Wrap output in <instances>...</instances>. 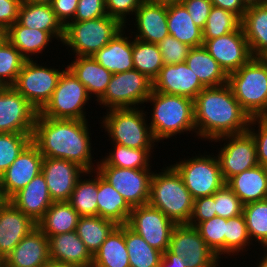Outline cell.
Returning <instances> with one entry per match:
<instances>
[{"label":"cell","instance_id":"18","mask_svg":"<svg viewBox=\"0 0 267 267\" xmlns=\"http://www.w3.org/2000/svg\"><path fill=\"white\" fill-rule=\"evenodd\" d=\"M43 156L31 141L0 176V198L9 200L41 173Z\"/></svg>","mask_w":267,"mask_h":267},{"label":"cell","instance_id":"58","mask_svg":"<svg viewBox=\"0 0 267 267\" xmlns=\"http://www.w3.org/2000/svg\"><path fill=\"white\" fill-rule=\"evenodd\" d=\"M160 267H187L183 257L172 254L168 249L163 253Z\"/></svg>","mask_w":267,"mask_h":267},{"label":"cell","instance_id":"39","mask_svg":"<svg viewBox=\"0 0 267 267\" xmlns=\"http://www.w3.org/2000/svg\"><path fill=\"white\" fill-rule=\"evenodd\" d=\"M116 226L113 221L100 216H84L79 218L76 232L93 256Z\"/></svg>","mask_w":267,"mask_h":267},{"label":"cell","instance_id":"62","mask_svg":"<svg viewBox=\"0 0 267 267\" xmlns=\"http://www.w3.org/2000/svg\"><path fill=\"white\" fill-rule=\"evenodd\" d=\"M149 3H154V4H162V5H171L174 3H179L180 0H144Z\"/></svg>","mask_w":267,"mask_h":267},{"label":"cell","instance_id":"59","mask_svg":"<svg viewBox=\"0 0 267 267\" xmlns=\"http://www.w3.org/2000/svg\"><path fill=\"white\" fill-rule=\"evenodd\" d=\"M262 251L264 254L262 253V255H259L261 257L258 258L260 260L257 259V262H255L256 267H267V249H262Z\"/></svg>","mask_w":267,"mask_h":267},{"label":"cell","instance_id":"57","mask_svg":"<svg viewBox=\"0 0 267 267\" xmlns=\"http://www.w3.org/2000/svg\"><path fill=\"white\" fill-rule=\"evenodd\" d=\"M211 2L213 6L233 12L240 19L243 18L247 10L241 0H211Z\"/></svg>","mask_w":267,"mask_h":267},{"label":"cell","instance_id":"15","mask_svg":"<svg viewBox=\"0 0 267 267\" xmlns=\"http://www.w3.org/2000/svg\"><path fill=\"white\" fill-rule=\"evenodd\" d=\"M96 170L131 207L148 204L153 170L112 166H97Z\"/></svg>","mask_w":267,"mask_h":267},{"label":"cell","instance_id":"22","mask_svg":"<svg viewBox=\"0 0 267 267\" xmlns=\"http://www.w3.org/2000/svg\"><path fill=\"white\" fill-rule=\"evenodd\" d=\"M134 28L131 32L135 39L144 42L158 44L168 35L167 28V5L149 3L143 1L132 18Z\"/></svg>","mask_w":267,"mask_h":267},{"label":"cell","instance_id":"53","mask_svg":"<svg viewBox=\"0 0 267 267\" xmlns=\"http://www.w3.org/2000/svg\"><path fill=\"white\" fill-rule=\"evenodd\" d=\"M248 132L255 140L259 165L267 168V128L263 126L256 118H251Z\"/></svg>","mask_w":267,"mask_h":267},{"label":"cell","instance_id":"14","mask_svg":"<svg viewBox=\"0 0 267 267\" xmlns=\"http://www.w3.org/2000/svg\"><path fill=\"white\" fill-rule=\"evenodd\" d=\"M168 250L183 257L187 267H220L219 264H222L199 231L188 224L176 225L173 228Z\"/></svg>","mask_w":267,"mask_h":267},{"label":"cell","instance_id":"8","mask_svg":"<svg viewBox=\"0 0 267 267\" xmlns=\"http://www.w3.org/2000/svg\"><path fill=\"white\" fill-rule=\"evenodd\" d=\"M91 99L86 87L66 66L50 100L39 114L52 119L89 120L86 105Z\"/></svg>","mask_w":267,"mask_h":267},{"label":"cell","instance_id":"60","mask_svg":"<svg viewBox=\"0 0 267 267\" xmlns=\"http://www.w3.org/2000/svg\"><path fill=\"white\" fill-rule=\"evenodd\" d=\"M246 8L267 3V0H241Z\"/></svg>","mask_w":267,"mask_h":267},{"label":"cell","instance_id":"38","mask_svg":"<svg viewBox=\"0 0 267 267\" xmlns=\"http://www.w3.org/2000/svg\"><path fill=\"white\" fill-rule=\"evenodd\" d=\"M87 176H89V178H87ZM97 194L98 172L97 170L86 171L78 179L68 202L77 211L80 217L98 216Z\"/></svg>","mask_w":267,"mask_h":267},{"label":"cell","instance_id":"13","mask_svg":"<svg viewBox=\"0 0 267 267\" xmlns=\"http://www.w3.org/2000/svg\"><path fill=\"white\" fill-rule=\"evenodd\" d=\"M126 225L162 253L169 248L171 233L176 226L163 212L149 204L132 207Z\"/></svg>","mask_w":267,"mask_h":267},{"label":"cell","instance_id":"49","mask_svg":"<svg viewBox=\"0 0 267 267\" xmlns=\"http://www.w3.org/2000/svg\"><path fill=\"white\" fill-rule=\"evenodd\" d=\"M157 45L162 54L164 65H174L185 62L189 50L191 49V47H189L187 44L178 41L171 35H168L163 41H160Z\"/></svg>","mask_w":267,"mask_h":267},{"label":"cell","instance_id":"26","mask_svg":"<svg viewBox=\"0 0 267 267\" xmlns=\"http://www.w3.org/2000/svg\"><path fill=\"white\" fill-rule=\"evenodd\" d=\"M127 28L128 26L123 28L107 45L92 56L112 74L134 69L133 34L127 33L126 36Z\"/></svg>","mask_w":267,"mask_h":267},{"label":"cell","instance_id":"55","mask_svg":"<svg viewBox=\"0 0 267 267\" xmlns=\"http://www.w3.org/2000/svg\"><path fill=\"white\" fill-rule=\"evenodd\" d=\"M21 0H0V27L7 30L18 21Z\"/></svg>","mask_w":267,"mask_h":267},{"label":"cell","instance_id":"30","mask_svg":"<svg viewBox=\"0 0 267 267\" xmlns=\"http://www.w3.org/2000/svg\"><path fill=\"white\" fill-rule=\"evenodd\" d=\"M6 38L26 60H34L38 55L43 56V51L45 52L49 43L55 40L49 32L27 28L18 21L6 30Z\"/></svg>","mask_w":267,"mask_h":267},{"label":"cell","instance_id":"25","mask_svg":"<svg viewBox=\"0 0 267 267\" xmlns=\"http://www.w3.org/2000/svg\"><path fill=\"white\" fill-rule=\"evenodd\" d=\"M49 250L51 262L73 267H92L93 256L76 231L51 236Z\"/></svg>","mask_w":267,"mask_h":267},{"label":"cell","instance_id":"1","mask_svg":"<svg viewBox=\"0 0 267 267\" xmlns=\"http://www.w3.org/2000/svg\"><path fill=\"white\" fill-rule=\"evenodd\" d=\"M88 126L91 128L88 120L52 119L38 113L32 142L43 157L65 159L86 171H94L99 160H93L92 133Z\"/></svg>","mask_w":267,"mask_h":267},{"label":"cell","instance_id":"19","mask_svg":"<svg viewBox=\"0 0 267 267\" xmlns=\"http://www.w3.org/2000/svg\"><path fill=\"white\" fill-rule=\"evenodd\" d=\"M42 174L53 202L69 201L78 179L86 172L75 162L44 157Z\"/></svg>","mask_w":267,"mask_h":267},{"label":"cell","instance_id":"36","mask_svg":"<svg viewBox=\"0 0 267 267\" xmlns=\"http://www.w3.org/2000/svg\"><path fill=\"white\" fill-rule=\"evenodd\" d=\"M80 215L68 201L53 202L37 227L48 237L76 231Z\"/></svg>","mask_w":267,"mask_h":267},{"label":"cell","instance_id":"2","mask_svg":"<svg viewBox=\"0 0 267 267\" xmlns=\"http://www.w3.org/2000/svg\"><path fill=\"white\" fill-rule=\"evenodd\" d=\"M194 118L198 140L210 142L247 132L251 120L228 84L204 88L194 99Z\"/></svg>","mask_w":267,"mask_h":267},{"label":"cell","instance_id":"9","mask_svg":"<svg viewBox=\"0 0 267 267\" xmlns=\"http://www.w3.org/2000/svg\"><path fill=\"white\" fill-rule=\"evenodd\" d=\"M200 153L171 165L181 175L186 188L194 199L212 196L226 182L222 176L218 158L214 153ZM202 154V155H201ZM189 158V159H188Z\"/></svg>","mask_w":267,"mask_h":267},{"label":"cell","instance_id":"12","mask_svg":"<svg viewBox=\"0 0 267 267\" xmlns=\"http://www.w3.org/2000/svg\"><path fill=\"white\" fill-rule=\"evenodd\" d=\"M223 141L216 156L225 182L231 177L259 165L255 140L248 131L237 135L222 136L211 143H222Z\"/></svg>","mask_w":267,"mask_h":267},{"label":"cell","instance_id":"43","mask_svg":"<svg viewBox=\"0 0 267 267\" xmlns=\"http://www.w3.org/2000/svg\"><path fill=\"white\" fill-rule=\"evenodd\" d=\"M243 215L252 244L267 249V199L245 204Z\"/></svg>","mask_w":267,"mask_h":267},{"label":"cell","instance_id":"33","mask_svg":"<svg viewBox=\"0 0 267 267\" xmlns=\"http://www.w3.org/2000/svg\"><path fill=\"white\" fill-rule=\"evenodd\" d=\"M167 28L169 35L191 48L204 44L202 29L180 2L167 5Z\"/></svg>","mask_w":267,"mask_h":267},{"label":"cell","instance_id":"45","mask_svg":"<svg viewBox=\"0 0 267 267\" xmlns=\"http://www.w3.org/2000/svg\"><path fill=\"white\" fill-rule=\"evenodd\" d=\"M26 59L6 40L0 45V87L12 86Z\"/></svg>","mask_w":267,"mask_h":267},{"label":"cell","instance_id":"48","mask_svg":"<svg viewBox=\"0 0 267 267\" xmlns=\"http://www.w3.org/2000/svg\"><path fill=\"white\" fill-rule=\"evenodd\" d=\"M212 196L215 198V210L218 217L228 219L243 214L244 204L227 184Z\"/></svg>","mask_w":267,"mask_h":267},{"label":"cell","instance_id":"31","mask_svg":"<svg viewBox=\"0 0 267 267\" xmlns=\"http://www.w3.org/2000/svg\"><path fill=\"white\" fill-rule=\"evenodd\" d=\"M226 184L244 205L267 199V168L257 165L231 177Z\"/></svg>","mask_w":267,"mask_h":267},{"label":"cell","instance_id":"24","mask_svg":"<svg viewBox=\"0 0 267 267\" xmlns=\"http://www.w3.org/2000/svg\"><path fill=\"white\" fill-rule=\"evenodd\" d=\"M16 208L26 216L38 223L53 200L48 192L44 175L39 173L23 189L14 194L9 200Z\"/></svg>","mask_w":267,"mask_h":267},{"label":"cell","instance_id":"61","mask_svg":"<svg viewBox=\"0 0 267 267\" xmlns=\"http://www.w3.org/2000/svg\"><path fill=\"white\" fill-rule=\"evenodd\" d=\"M256 119L267 128V107L256 117Z\"/></svg>","mask_w":267,"mask_h":267},{"label":"cell","instance_id":"17","mask_svg":"<svg viewBox=\"0 0 267 267\" xmlns=\"http://www.w3.org/2000/svg\"><path fill=\"white\" fill-rule=\"evenodd\" d=\"M203 41V46L227 75L253 58L242 26L226 35Z\"/></svg>","mask_w":267,"mask_h":267},{"label":"cell","instance_id":"34","mask_svg":"<svg viewBox=\"0 0 267 267\" xmlns=\"http://www.w3.org/2000/svg\"><path fill=\"white\" fill-rule=\"evenodd\" d=\"M185 63L205 88L219 87L228 83V75L203 45L191 48Z\"/></svg>","mask_w":267,"mask_h":267},{"label":"cell","instance_id":"20","mask_svg":"<svg viewBox=\"0 0 267 267\" xmlns=\"http://www.w3.org/2000/svg\"><path fill=\"white\" fill-rule=\"evenodd\" d=\"M204 88L185 62L163 65L153 81V90L156 92L184 96L192 100Z\"/></svg>","mask_w":267,"mask_h":267},{"label":"cell","instance_id":"52","mask_svg":"<svg viewBox=\"0 0 267 267\" xmlns=\"http://www.w3.org/2000/svg\"><path fill=\"white\" fill-rule=\"evenodd\" d=\"M105 0H79L77 10L72 21H87L106 16Z\"/></svg>","mask_w":267,"mask_h":267},{"label":"cell","instance_id":"42","mask_svg":"<svg viewBox=\"0 0 267 267\" xmlns=\"http://www.w3.org/2000/svg\"><path fill=\"white\" fill-rule=\"evenodd\" d=\"M250 246H254V244H252V241L249 238L244 215L241 214L239 216L226 219L224 258L226 259L230 256V258H232V255L233 257L236 255H244L243 253L251 249Z\"/></svg>","mask_w":267,"mask_h":267},{"label":"cell","instance_id":"50","mask_svg":"<svg viewBox=\"0 0 267 267\" xmlns=\"http://www.w3.org/2000/svg\"><path fill=\"white\" fill-rule=\"evenodd\" d=\"M144 0H105L106 11L110 17L117 19L124 27L128 24L127 21L130 19V15L134 17L135 12L142 4ZM129 16V18H127ZM127 23V24H126Z\"/></svg>","mask_w":267,"mask_h":267},{"label":"cell","instance_id":"21","mask_svg":"<svg viewBox=\"0 0 267 267\" xmlns=\"http://www.w3.org/2000/svg\"><path fill=\"white\" fill-rule=\"evenodd\" d=\"M37 227L30 217L8 200L0 201V255L6 256Z\"/></svg>","mask_w":267,"mask_h":267},{"label":"cell","instance_id":"54","mask_svg":"<svg viewBox=\"0 0 267 267\" xmlns=\"http://www.w3.org/2000/svg\"><path fill=\"white\" fill-rule=\"evenodd\" d=\"M180 3L186 8L194 23L203 30L213 7L211 0H180Z\"/></svg>","mask_w":267,"mask_h":267},{"label":"cell","instance_id":"32","mask_svg":"<svg viewBox=\"0 0 267 267\" xmlns=\"http://www.w3.org/2000/svg\"><path fill=\"white\" fill-rule=\"evenodd\" d=\"M97 207L98 216L111 220L116 225H126L132 211L123 196L99 173Z\"/></svg>","mask_w":267,"mask_h":267},{"label":"cell","instance_id":"6","mask_svg":"<svg viewBox=\"0 0 267 267\" xmlns=\"http://www.w3.org/2000/svg\"><path fill=\"white\" fill-rule=\"evenodd\" d=\"M242 109L256 118L267 107V58H252L228 75V83Z\"/></svg>","mask_w":267,"mask_h":267},{"label":"cell","instance_id":"56","mask_svg":"<svg viewBox=\"0 0 267 267\" xmlns=\"http://www.w3.org/2000/svg\"><path fill=\"white\" fill-rule=\"evenodd\" d=\"M78 1L79 0H52L50 3L54 13L64 26L74 19Z\"/></svg>","mask_w":267,"mask_h":267},{"label":"cell","instance_id":"16","mask_svg":"<svg viewBox=\"0 0 267 267\" xmlns=\"http://www.w3.org/2000/svg\"><path fill=\"white\" fill-rule=\"evenodd\" d=\"M38 113L12 86L0 87V133L33 134Z\"/></svg>","mask_w":267,"mask_h":267},{"label":"cell","instance_id":"47","mask_svg":"<svg viewBox=\"0 0 267 267\" xmlns=\"http://www.w3.org/2000/svg\"><path fill=\"white\" fill-rule=\"evenodd\" d=\"M208 247L219 259L224 258V235L226 234V219L223 217H212L207 221L200 222L195 227Z\"/></svg>","mask_w":267,"mask_h":267},{"label":"cell","instance_id":"41","mask_svg":"<svg viewBox=\"0 0 267 267\" xmlns=\"http://www.w3.org/2000/svg\"><path fill=\"white\" fill-rule=\"evenodd\" d=\"M133 64L134 69L154 81L164 65L158 45L133 37Z\"/></svg>","mask_w":267,"mask_h":267},{"label":"cell","instance_id":"11","mask_svg":"<svg viewBox=\"0 0 267 267\" xmlns=\"http://www.w3.org/2000/svg\"><path fill=\"white\" fill-rule=\"evenodd\" d=\"M26 60L12 87L38 112L50 100L64 69ZM60 69V70H59Z\"/></svg>","mask_w":267,"mask_h":267},{"label":"cell","instance_id":"64","mask_svg":"<svg viewBox=\"0 0 267 267\" xmlns=\"http://www.w3.org/2000/svg\"><path fill=\"white\" fill-rule=\"evenodd\" d=\"M44 267H73V266L50 262V263L46 264Z\"/></svg>","mask_w":267,"mask_h":267},{"label":"cell","instance_id":"23","mask_svg":"<svg viewBox=\"0 0 267 267\" xmlns=\"http://www.w3.org/2000/svg\"><path fill=\"white\" fill-rule=\"evenodd\" d=\"M4 260L5 267H44L51 262L49 238L36 227Z\"/></svg>","mask_w":267,"mask_h":267},{"label":"cell","instance_id":"5","mask_svg":"<svg viewBox=\"0 0 267 267\" xmlns=\"http://www.w3.org/2000/svg\"><path fill=\"white\" fill-rule=\"evenodd\" d=\"M145 107L114 108L100 117L101 127L107 131L108 140L130 148H156ZM147 113V114H146ZM105 115V116H104Z\"/></svg>","mask_w":267,"mask_h":267},{"label":"cell","instance_id":"63","mask_svg":"<svg viewBox=\"0 0 267 267\" xmlns=\"http://www.w3.org/2000/svg\"><path fill=\"white\" fill-rule=\"evenodd\" d=\"M6 40V30L0 27V45L3 44Z\"/></svg>","mask_w":267,"mask_h":267},{"label":"cell","instance_id":"40","mask_svg":"<svg viewBox=\"0 0 267 267\" xmlns=\"http://www.w3.org/2000/svg\"><path fill=\"white\" fill-rule=\"evenodd\" d=\"M125 243L130 267H160L163 253L150 246L127 225H125Z\"/></svg>","mask_w":267,"mask_h":267},{"label":"cell","instance_id":"7","mask_svg":"<svg viewBox=\"0 0 267 267\" xmlns=\"http://www.w3.org/2000/svg\"><path fill=\"white\" fill-rule=\"evenodd\" d=\"M123 28L117 19L109 15L81 22L71 21L65 26L62 44L75 57H92Z\"/></svg>","mask_w":267,"mask_h":267},{"label":"cell","instance_id":"65","mask_svg":"<svg viewBox=\"0 0 267 267\" xmlns=\"http://www.w3.org/2000/svg\"><path fill=\"white\" fill-rule=\"evenodd\" d=\"M22 2H31V3H51L52 0H21Z\"/></svg>","mask_w":267,"mask_h":267},{"label":"cell","instance_id":"27","mask_svg":"<svg viewBox=\"0 0 267 267\" xmlns=\"http://www.w3.org/2000/svg\"><path fill=\"white\" fill-rule=\"evenodd\" d=\"M18 22L27 28L47 31L62 44L65 26L54 13L51 4L22 2Z\"/></svg>","mask_w":267,"mask_h":267},{"label":"cell","instance_id":"35","mask_svg":"<svg viewBox=\"0 0 267 267\" xmlns=\"http://www.w3.org/2000/svg\"><path fill=\"white\" fill-rule=\"evenodd\" d=\"M92 267H130L125 225H117L93 255Z\"/></svg>","mask_w":267,"mask_h":267},{"label":"cell","instance_id":"44","mask_svg":"<svg viewBox=\"0 0 267 267\" xmlns=\"http://www.w3.org/2000/svg\"><path fill=\"white\" fill-rule=\"evenodd\" d=\"M241 26V19L231 11L213 6L210 10L203 31V40H210L230 32Z\"/></svg>","mask_w":267,"mask_h":267},{"label":"cell","instance_id":"37","mask_svg":"<svg viewBox=\"0 0 267 267\" xmlns=\"http://www.w3.org/2000/svg\"><path fill=\"white\" fill-rule=\"evenodd\" d=\"M112 144L111 151L105 152V156L101 155V159L97 166H112L128 169H151L153 149L156 148H130L119 144ZM107 154V155H106ZM103 156V157H102Z\"/></svg>","mask_w":267,"mask_h":267},{"label":"cell","instance_id":"28","mask_svg":"<svg viewBox=\"0 0 267 267\" xmlns=\"http://www.w3.org/2000/svg\"><path fill=\"white\" fill-rule=\"evenodd\" d=\"M67 65L70 71L86 87L92 99L98 101L104 94L111 80L112 73L89 56H77ZM94 96V97H93Z\"/></svg>","mask_w":267,"mask_h":267},{"label":"cell","instance_id":"29","mask_svg":"<svg viewBox=\"0 0 267 267\" xmlns=\"http://www.w3.org/2000/svg\"><path fill=\"white\" fill-rule=\"evenodd\" d=\"M254 58H267V3L248 7L241 19Z\"/></svg>","mask_w":267,"mask_h":267},{"label":"cell","instance_id":"4","mask_svg":"<svg viewBox=\"0 0 267 267\" xmlns=\"http://www.w3.org/2000/svg\"><path fill=\"white\" fill-rule=\"evenodd\" d=\"M166 167V168H165ZM155 170L150 183L148 204L163 212L176 225L188 224L194 198L186 188L181 175L171 165Z\"/></svg>","mask_w":267,"mask_h":267},{"label":"cell","instance_id":"46","mask_svg":"<svg viewBox=\"0 0 267 267\" xmlns=\"http://www.w3.org/2000/svg\"><path fill=\"white\" fill-rule=\"evenodd\" d=\"M32 141V134L0 133V176Z\"/></svg>","mask_w":267,"mask_h":267},{"label":"cell","instance_id":"66","mask_svg":"<svg viewBox=\"0 0 267 267\" xmlns=\"http://www.w3.org/2000/svg\"><path fill=\"white\" fill-rule=\"evenodd\" d=\"M0 267H5V260L1 255H0Z\"/></svg>","mask_w":267,"mask_h":267},{"label":"cell","instance_id":"3","mask_svg":"<svg viewBox=\"0 0 267 267\" xmlns=\"http://www.w3.org/2000/svg\"><path fill=\"white\" fill-rule=\"evenodd\" d=\"M145 103L152 106L148 121L158 143L188 131L195 136L194 100L152 90Z\"/></svg>","mask_w":267,"mask_h":267},{"label":"cell","instance_id":"10","mask_svg":"<svg viewBox=\"0 0 267 267\" xmlns=\"http://www.w3.org/2000/svg\"><path fill=\"white\" fill-rule=\"evenodd\" d=\"M152 90L153 81L136 69L115 73L109 81L105 94L96 103L103 105L101 107H105L106 110L146 107L144 103Z\"/></svg>","mask_w":267,"mask_h":267},{"label":"cell","instance_id":"51","mask_svg":"<svg viewBox=\"0 0 267 267\" xmlns=\"http://www.w3.org/2000/svg\"><path fill=\"white\" fill-rule=\"evenodd\" d=\"M215 198L213 196H205L194 199L192 215L188 225L196 227L200 222L207 221L215 217Z\"/></svg>","mask_w":267,"mask_h":267}]
</instances>
